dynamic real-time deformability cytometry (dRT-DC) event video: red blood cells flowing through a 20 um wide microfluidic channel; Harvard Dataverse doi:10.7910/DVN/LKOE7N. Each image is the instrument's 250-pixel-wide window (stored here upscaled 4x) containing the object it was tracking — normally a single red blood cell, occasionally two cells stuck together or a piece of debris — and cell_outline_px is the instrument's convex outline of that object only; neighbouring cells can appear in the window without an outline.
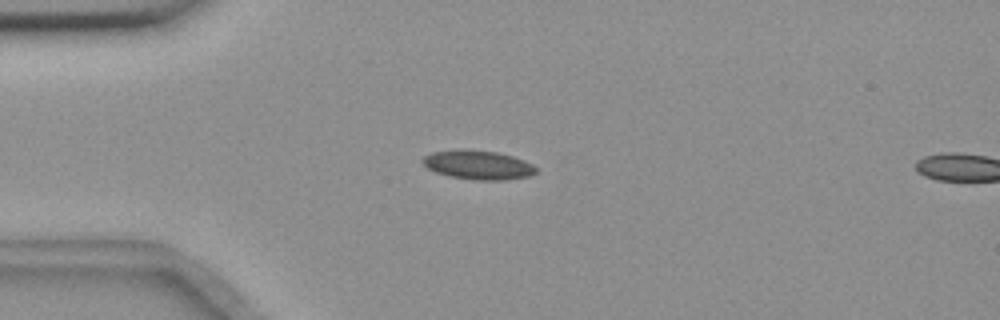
{"species": "common noctule bat (a hibernating species)", "species_latin": "Nyctalus noctula", "temperature_condition": "room temperature", "stored_images_in_passage": 5, "camera_frame_rate_fps": 3000, "um_per_image_px": 0.085, "animal": {"sex": "female", "body_mass_g": 18.4}, "frame": {"image": 1, "passage_image": 2, "time_ms": 0.333, "image_size_px": [1000, 320], "cell_outline_px": [[536, 172], [528, 176], [504, 180], [476, 180], [448, 176], [436, 172], [428, 168], [420, 160], [424, 156], [432, 152], [460, 148], [464, 148], [496, 152], [512, 156], [524, 160], [532, 164], [536, 168]], "centroid_in_image_um": [40.6, 14.0], "position_along_channel_um": 44.4, "area_um2": 19.31}}